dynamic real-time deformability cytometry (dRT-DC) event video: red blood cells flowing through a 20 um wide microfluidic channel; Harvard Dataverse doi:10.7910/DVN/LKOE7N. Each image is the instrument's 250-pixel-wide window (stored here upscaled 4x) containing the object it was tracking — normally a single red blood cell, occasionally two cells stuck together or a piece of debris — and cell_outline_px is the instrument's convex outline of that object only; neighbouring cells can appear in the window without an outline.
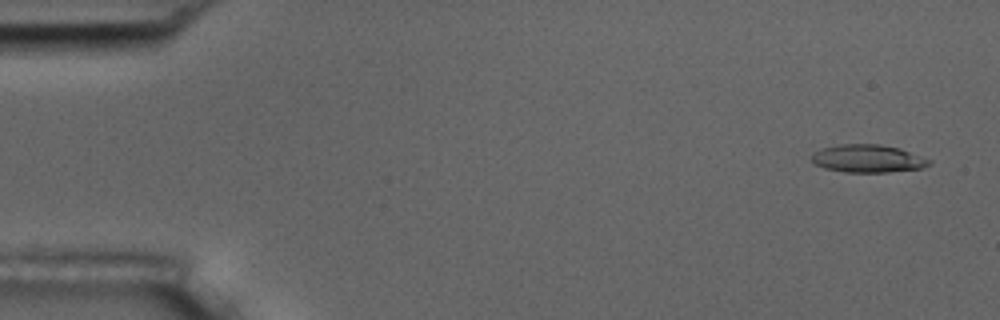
{"species": "common noctule bat (a hibernating species)", "species_latin": "Nyctalus noctula", "temperature_condition": "room temperature", "stored_images_in_passage": 55, "camera_frame_rate_fps": 3000, "um_per_image_px": 0.085, "animal": {"sex": "male", "body_mass_g": 17.5, "forearm_length_mm": 52.3}, "frame": {"image": 1, "passage_image": 3, "time_ms": 0.667, "image_size_px": [1000, 320], "cell_outline_px": [[932, 164], [920, 168], [888, 172], [844, 172], [824, 168], [816, 164], [812, 160], [812, 152], [824, 148], [840, 144], [880, 144], [900, 148], [932, 160]], "centroid_in_image_um": [73.78, 13.48], "position_along_channel_um": 11.2, "area_um2": 19.02}}
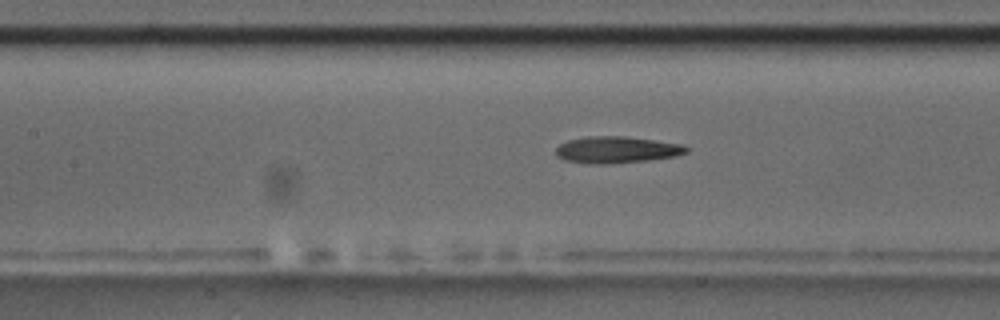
{"frame": {"image": 2, "passage_image": 25, "time_ms": 8.0, "image_size_px": [1000, 320], "cell_outline_px": [[688, 152], [676, 156], [648, 160], [608, 164], [588, 164], [564, 160], [556, 156], [556, 148], [560, 144], [568, 140], [588, 136], [624, 136], [684, 144], [688, 148]], "centroid_in_image_um": [52.41, 12.73], "position_along_channel_um": 155.0, "area_um2": 20.4}}
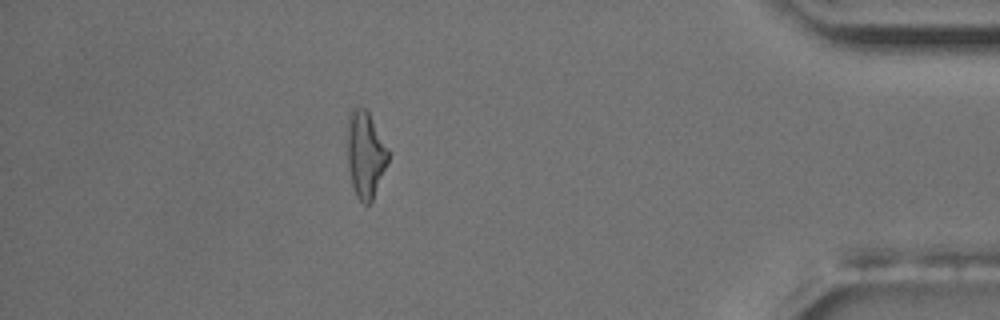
{"frame": {"image": 3, "passage_image": 49, "time_ms": 16.0, "image_size_px": [1000, 320], "cell_outline_px": [[388, 160], [372, 200], [368, 204], [364, 204], [356, 196], [352, 188], [348, 168], [348, 112], [352, 108], [364, 108], [368, 112], [388, 152]], "centroid_in_image_um": [31.02, 13.15], "position_along_channel_um": 404.2, "area_um2": 20.0}, "authors_computed_cell_mechanics": {"area_um2": 19.652, "velocity_mm_per_s": 3.6751, "shape_relaxation_time_tau1_ms": 3.0603, "shape_relaxation_time_tau2_ms": 5.0217, "deformation_change_tau1": 0.1733, "deformation_change_tau2": 0.1851}}